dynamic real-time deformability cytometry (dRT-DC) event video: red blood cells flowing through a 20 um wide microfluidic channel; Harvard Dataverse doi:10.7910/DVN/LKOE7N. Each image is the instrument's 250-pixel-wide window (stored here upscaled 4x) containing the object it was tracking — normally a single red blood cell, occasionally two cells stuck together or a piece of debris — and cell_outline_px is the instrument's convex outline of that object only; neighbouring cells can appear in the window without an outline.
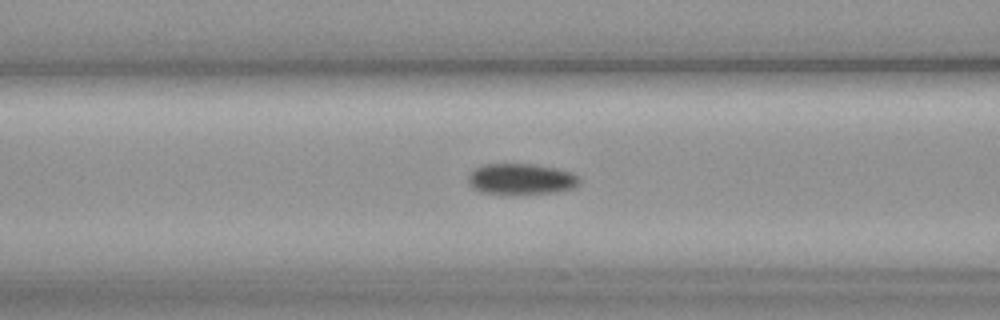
{"species": "common noctule bat (a hibernating species)", "species_latin": "Nyctalus noctula", "temperature_condition": "cold", "stored_images_in_passage": 53, "camera_frame_rate_fps": 3000, "um_per_image_px": 0.085, "animal": {"sex": "female", "body_mass_g": 19.3, "forearm_length_mm": 54.1}, "frame": {"image": 1, "passage_image": 24, "time_ms": 7.667, "image_size_px": [1000, 320], "cell_outline_px": [[580, 180], [572, 188], [556, 192], [512, 196], [480, 192], [472, 188], [468, 184], [468, 176], [476, 168], [484, 164], [532, 164], [556, 168], [572, 172], [580, 176]], "centroid_in_image_um": [44.27, 15.25], "position_along_channel_um": 122.3, "area_um2": 20.58}}
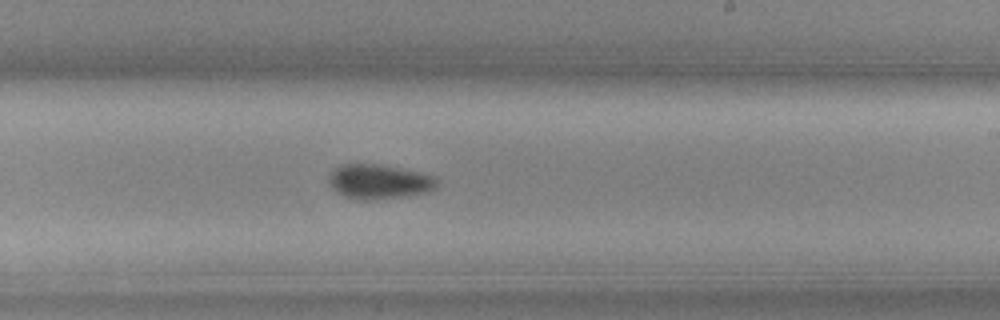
{"frame": {"image": 2, "passage_image": 35, "time_ms": 11.333, "image_size_px": [1000, 320], "cell_outline_px": [[436, 188], [424, 192], [376, 200], [356, 200], [344, 196], [336, 192], [328, 184], [328, 176], [336, 168], [344, 164], [380, 164], [424, 172], [436, 176]], "centroid_in_image_um": [32.2, 15.43], "position_along_channel_um": 256.8, "area_um2": 21.91}}
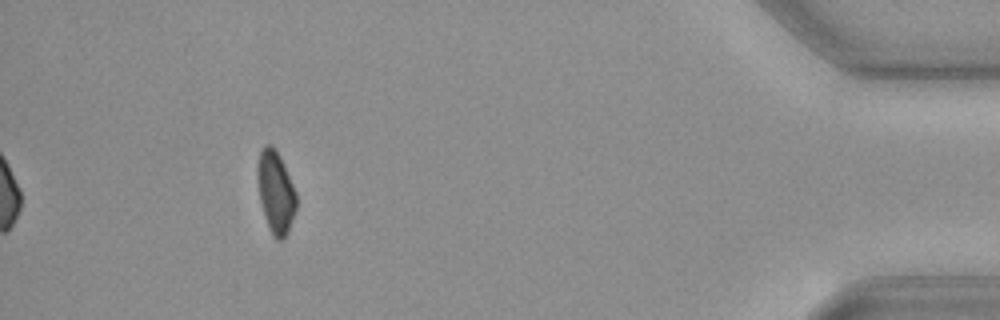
{"frame": {"image": 3, "passage_image": 53, "time_ms": 17.333, "image_size_px": [1000, 320], "cell_outline_px": [[296, 208], [288, 232], [284, 240], [276, 240], [272, 236], [264, 216], [260, 200], [256, 176], [256, 168], [260, 152], [264, 144], [272, 144], [276, 148], [280, 156], [296, 192]], "centroid_in_image_um": [23.41, 16.32], "position_along_channel_um": 411.8, "area_um2": 18.84}, "authors_computed_cell_mechanics": {"area_um2": 19.5364, "velocity_mm_per_s": 3.6744, "shape_relaxation_time_tau1_ms": 7.3623, "shape_relaxation_time_tau2_ms": null, "deformation_change_tau1": 0.0997, "deformation_change_tau2": null}}